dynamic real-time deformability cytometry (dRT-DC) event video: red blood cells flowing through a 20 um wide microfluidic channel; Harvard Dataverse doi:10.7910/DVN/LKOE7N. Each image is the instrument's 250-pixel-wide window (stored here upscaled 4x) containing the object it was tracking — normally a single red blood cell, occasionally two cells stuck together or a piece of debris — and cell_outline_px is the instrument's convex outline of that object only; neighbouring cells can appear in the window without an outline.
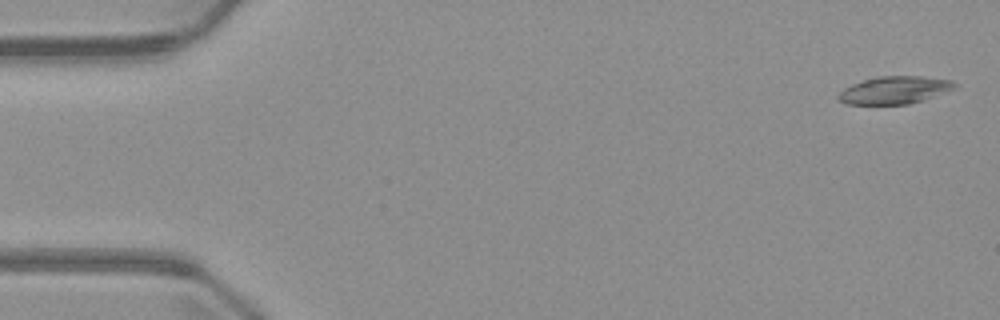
{"species": "common noctule bat (a hibernating species)", "species_latin": "Nyctalus noctula", "temperature_condition": "warm", "stored_images_in_passage": 7, "camera_frame_rate_fps": 3000, "um_per_image_px": 0.085, "animal": {"sex": "male", "body_mass_g": 23.1, "forearm_length_mm": 52.7}, "frame": {"image": 1, "passage_image": 1, "time_ms": 0.0, "image_size_px": [1000, 320], "cell_outline_px": [[956, 88], [908, 104], [848, 104], [840, 100], [836, 96], [844, 88], [852, 84], [864, 80], [880, 76], [920, 76], [952, 80], [956, 84]], "centroid_in_image_um": [76.02, 7.65], "position_along_channel_um": 9.0, "area_um2": 18.32}}
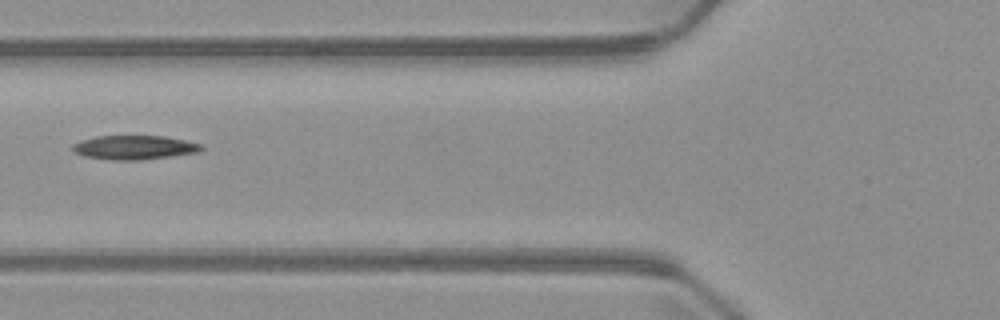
{"frame": {"image": 2, "passage_image": 6, "time_ms": 6.0, "image_size_px": [1000, 320], "cell_outline_px": [[204, 148], [196, 152], [172, 156], [140, 160], [112, 160], [84, 156], [76, 152], [72, 148], [72, 144], [96, 136], [164, 136], [204, 144]], "centroid_in_image_um": [11.45, 12.53], "position_along_channel_um": 114.4, "area_um2": 17.92}}
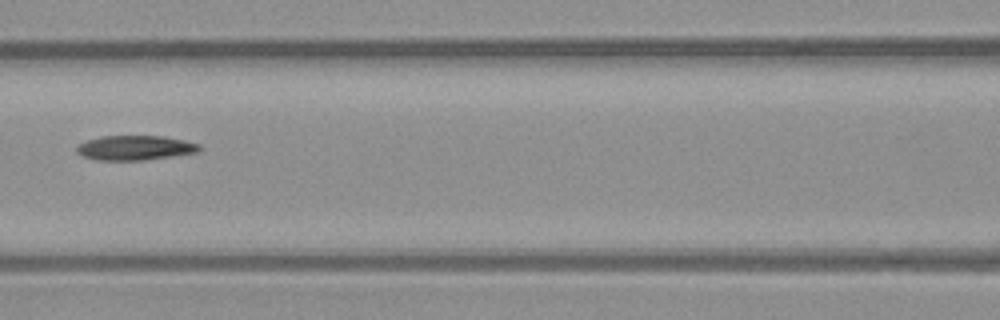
{"frame": {"image": 3, "passage_image": 7, "time_ms": 7.0, "image_size_px": [1000, 320], "cell_outline_px": [[204, 148], [196, 152], [172, 156], [144, 160], [96, 160], [84, 156], [76, 152], [76, 144], [100, 136], [164, 136], [184, 140], [200, 144]], "centroid_in_image_um": [11.48, 12.56], "position_along_channel_um": 155.1, "area_um2": 17.69}}